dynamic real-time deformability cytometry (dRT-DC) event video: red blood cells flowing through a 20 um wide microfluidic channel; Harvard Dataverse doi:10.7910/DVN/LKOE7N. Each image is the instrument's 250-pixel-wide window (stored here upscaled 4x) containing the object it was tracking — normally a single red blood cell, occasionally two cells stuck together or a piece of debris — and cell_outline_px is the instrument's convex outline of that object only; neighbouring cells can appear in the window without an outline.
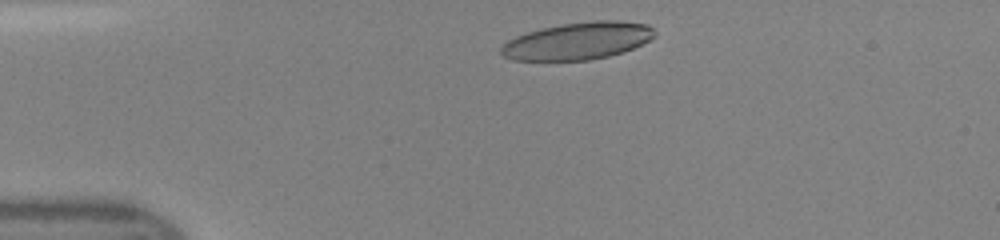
{"species": "human", "species_latin": "Homo sapiens", "temperature_condition": "room temperature", "stored_images_in_passage": 39, "camera_frame_rate_fps": 3000, "um_per_image_px": 0.085, "donor": {"sex": "female"}, "frame": {"image": 1, "passage_image": 3, "time_ms": 0.667, "image_size_px": [1000, 240], "cell_outline_px": [[656, 36], [624, 52], [608, 56], [588, 60], [512, 60], [504, 56], [500, 52], [500, 48], [508, 40], [516, 36], [540, 28], [564, 24], [596, 20], [616, 20], [648, 24], [656, 32]], "centroid_in_image_um": [49.12, 3.47], "position_along_channel_um": 35.9, "area_um2": 33.18}}
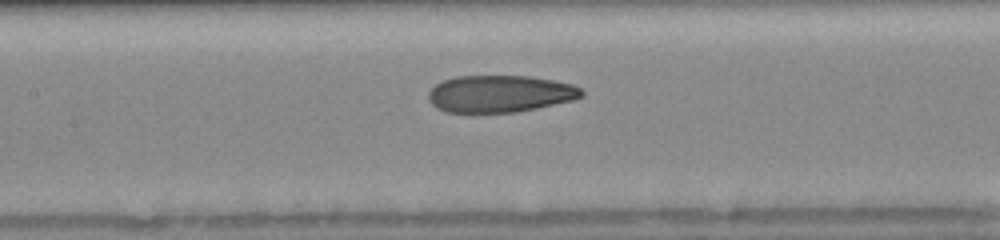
{"frame": {"image": 2, "passage_image": 15, "time_ms": 4.667, "image_size_px": [1000, 240], "cell_outline_px": [[584, 96], [572, 100], [536, 108], [516, 112], [444, 112], [436, 108], [428, 100], [428, 92], [440, 80], [456, 76], [528, 76], [552, 80], [572, 84], [580, 88], [584, 92]], "centroid_in_image_um": [42.46, 7.97], "position_along_channel_um": 164.9, "area_um2": 33.12}}
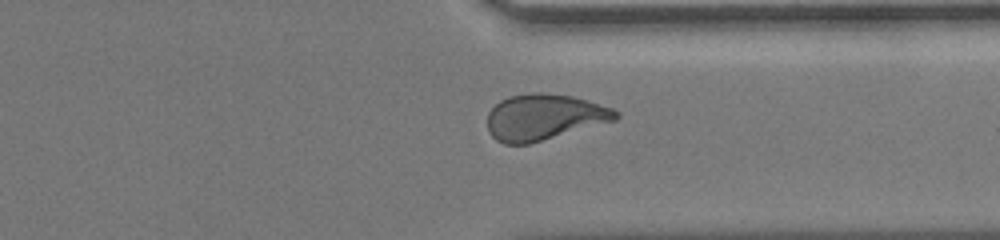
{"frame": {"image": 3, "passage_image": 29, "time_ms": 9.333, "image_size_px": [1000, 240], "cell_outline_px": [[620, 116], [616, 120], [528, 144], [504, 144], [496, 140], [488, 132], [488, 112], [500, 100], [508, 96], [532, 92], [540, 92], [572, 96], [612, 108], [620, 112]], "centroid_in_image_um": [46.23, 9.95], "position_along_channel_um": 365.2, "area_um2": 34.33}}